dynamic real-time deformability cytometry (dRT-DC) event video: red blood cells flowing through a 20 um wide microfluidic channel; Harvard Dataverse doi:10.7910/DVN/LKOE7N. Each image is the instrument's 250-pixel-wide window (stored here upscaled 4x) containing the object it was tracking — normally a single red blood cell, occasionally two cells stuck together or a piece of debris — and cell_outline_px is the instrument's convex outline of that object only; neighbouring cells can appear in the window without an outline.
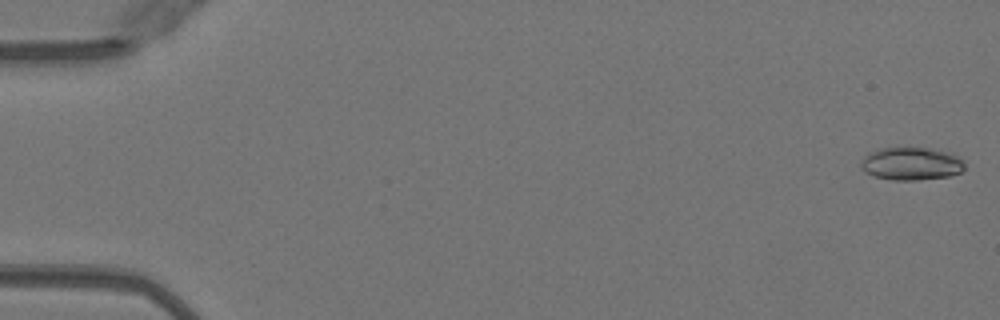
{"species": "Egyptian fruit bat (a non-hibernating species)", "species_latin": "Rousettus aegyptiacus", "temperature_condition": "warm", "stored_images_in_passage": 50, "camera_frame_rate_fps": 3000, "um_per_image_px": 0.085, "animal": {"sex": "female"}, "frame": {"image": 1, "passage_image": 1, "time_ms": 0.0, "image_size_px": [1000, 320], "cell_outline_px": [[964, 168], [960, 172], [948, 176], [916, 180], [892, 180], [872, 176], [864, 172], [860, 168], [860, 164], [864, 156], [868, 152], [880, 148], [928, 148], [952, 152], [964, 160]], "centroid_in_image_um": [77.43, 13.91], "position_along_channel_um": 7.6, "area_um2": 20.11}}
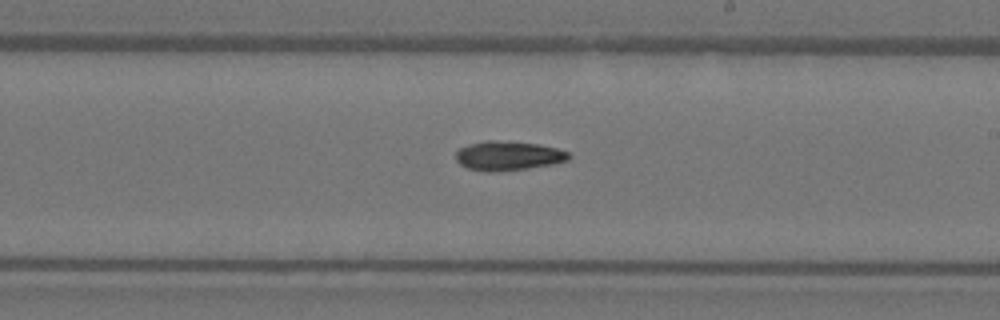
{"frame": {"image": 2, "passage_image": 30, "time_ms": 9.667, "image_size_px": [1000, 320], "cell_outline_px": [[572, 156], [568, 160], [552, 164], [528, 168], [492, 172], [484, 172], [468, 168], [460, 164], [456, 160], [456, 152], [460, 148], [484, 140], [496, 140], [536, 144], [556, 148], [568, 152]], "centroid_in_image_um": [43.19, 13.25], "position_along_channel_um": 245.8, "area_um2": 19.13}}
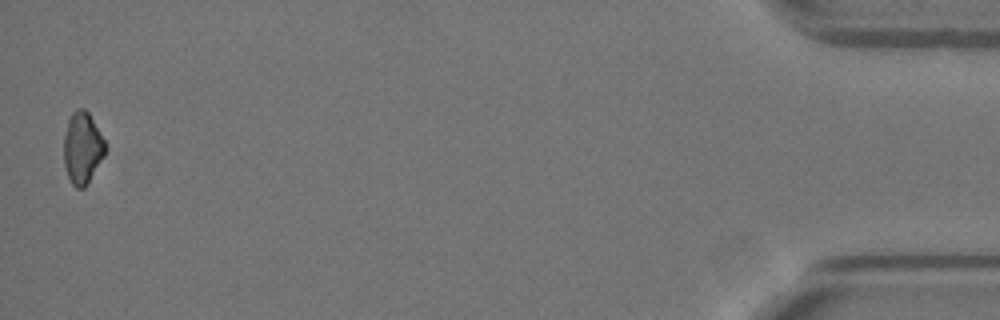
{"frame": {"image": 3, "passage_image": 50, "time_ms": 16.333, "image_size_px": [1000, 320], "cell_outline_px": [[108, 148], [104, 156], [88, 184], [84, 188], [76, 188], [72, 184], [68, 176], [64, 164], [64, 136], [68, 120], [72, 112], [76, 108], [84, 108], [88, 112], [104, 140]], "centroid_in_image_um": [7.01, 12.59], "position_along_channel_um": 428.2, "area_um2": 17.4}}